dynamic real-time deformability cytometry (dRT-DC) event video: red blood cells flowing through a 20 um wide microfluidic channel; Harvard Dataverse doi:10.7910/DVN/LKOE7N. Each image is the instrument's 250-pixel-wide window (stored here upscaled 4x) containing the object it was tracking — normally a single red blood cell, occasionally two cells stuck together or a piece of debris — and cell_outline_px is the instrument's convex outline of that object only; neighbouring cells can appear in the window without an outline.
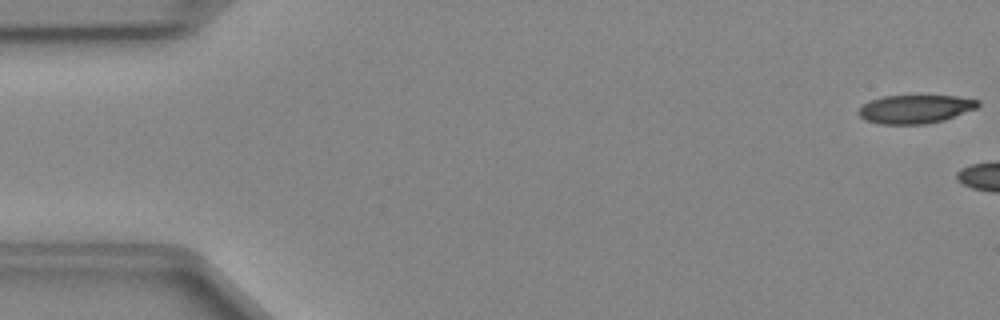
{"species": "Egyptian fruit bat (a non-hibernating species)", "species_latin": "Rousettus aegyptiacus", "temperature_condition": "cold", "stored_images_in_passage": 5, "camera_frame_rate_fps": 3000, "um_per_image_px": 0.085, "animal": {"sex": "female"}, "frame": {"image": 1, "passage_image": 1, "time_ms": 0.0, "image_size_px": [1000, 320], "cell_outline_px": [[980, 104], [976, 108], [944, 120], [924, 124], [880, 124], [864, 120], [856, 112], [868, 100], [884, 96], [956, 96], [980, 100]], "centroid_in_image_um": [77.77, 9.27], "position_along_channel_um": 7.2, "area_um2": 19.83}}